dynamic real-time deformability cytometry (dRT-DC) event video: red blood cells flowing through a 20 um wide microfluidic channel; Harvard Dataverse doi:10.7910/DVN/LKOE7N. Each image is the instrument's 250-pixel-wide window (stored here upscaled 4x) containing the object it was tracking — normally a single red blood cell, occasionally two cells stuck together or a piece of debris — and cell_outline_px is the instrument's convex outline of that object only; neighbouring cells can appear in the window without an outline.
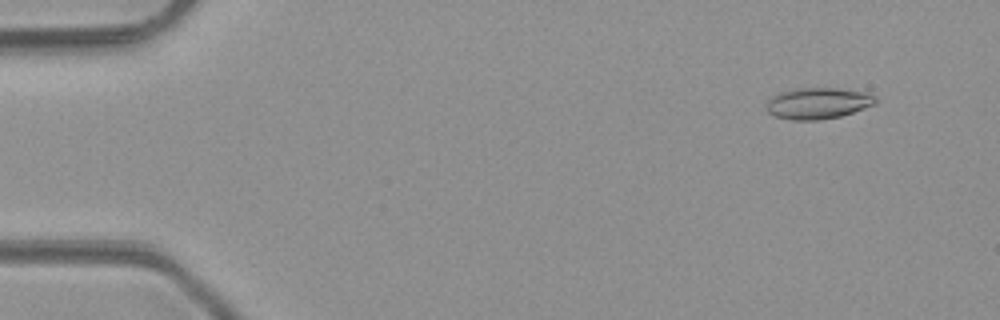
{"species": "common noctule bat (a hibernating species)", "species_latin": "Nyctalus noctula", "temperature_condition": "room temperature", "stored_images_in_passage": 5, "camera_frame_rate_fps": 3000, "um_per_image_px": 0.085, "animal": {"sex": "male", "body_mass_g": 23.1, "forearm_length_mm": 52.7}, "frame": {"image": 1, "passage_image": 2, "time_ms": 1.0, "image_size_px": [1000, 320], "cell_outline_px": [[876, 104], [840, 116], [820, 120], [792, 120], [776, 116], [768, 112], [764, 108], [764, 104], [772, 96], [780, 92], [792, 88], [840, 88], [868, 92], [876, 96]], "centroid_in_image_um": [69.5, 8.76], "position_along_channel_um": 15.5, "area_um2": 20.17}}
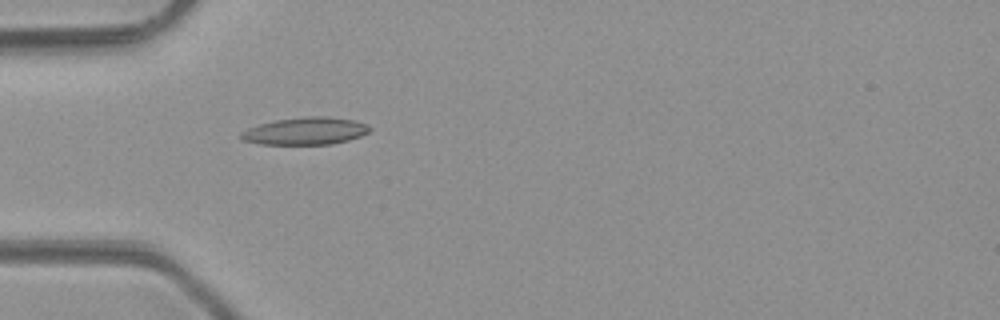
{"frame": {"image": 2, "passage_image": 5, "time_ms": 4.667, "image_size_px": [1000, 320], "cell_outline_px": [[372, 128], [368, 132], [360, 136], [348, 140], [332, 144], [260, 144], [244, 140], [240, 136], [240, 132], [248, 128], [260, 124], [276, 120], [304, 116], [328, 116], [352, 120], [368, 124]], "centroid_in_image_um": [25.98, 11.13], "position_along_channel_um": 59.0, "area_um2": 20.46}}